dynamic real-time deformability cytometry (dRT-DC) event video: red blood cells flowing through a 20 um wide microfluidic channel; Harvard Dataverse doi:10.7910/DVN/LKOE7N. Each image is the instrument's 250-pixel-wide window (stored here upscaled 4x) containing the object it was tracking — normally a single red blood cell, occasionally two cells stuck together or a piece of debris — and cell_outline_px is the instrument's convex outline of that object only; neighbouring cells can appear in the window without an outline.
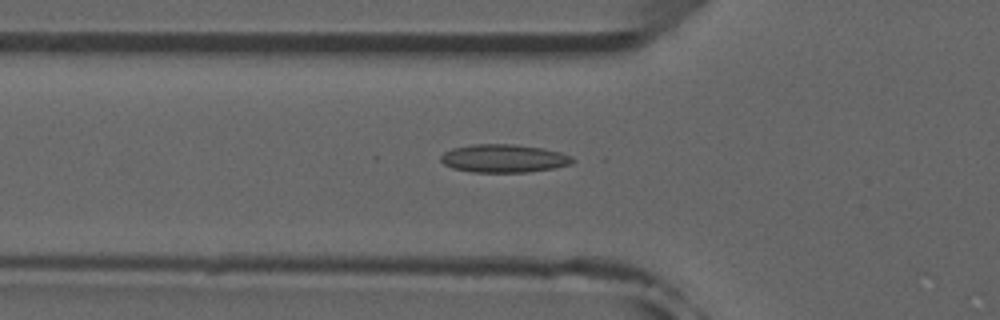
{"species": "common noctule bat (a hibernating species)", "species_latin": "Nyctalus noctula", "temperature_condition": "room temperature", "stored_images_in_passage": 46, "camera_frame_rate_fps": 3000, "um_per_image_px": 0.085, "animal": {"sex": "male", "forearm_length_mm": 52.5}, "frame": {"image": 1, "passage_image": 12, "time_ms": 3.667, "image_size_px": [1000, 320], "cell_outline_px": [[576, 160], [572, 164], [552, 168], [528, 172], [472, 172], [452, 168], [444, 164], [440, 160], [440, 156], [444, 152], [452, 148], [472, 144], [512, 144], [544, 148], [560, 152], [572, 156]], "centroid_in_image_um": [42.82, 13.46], "position_along_channel_um": 83.0, "area_um2": 21.73}}
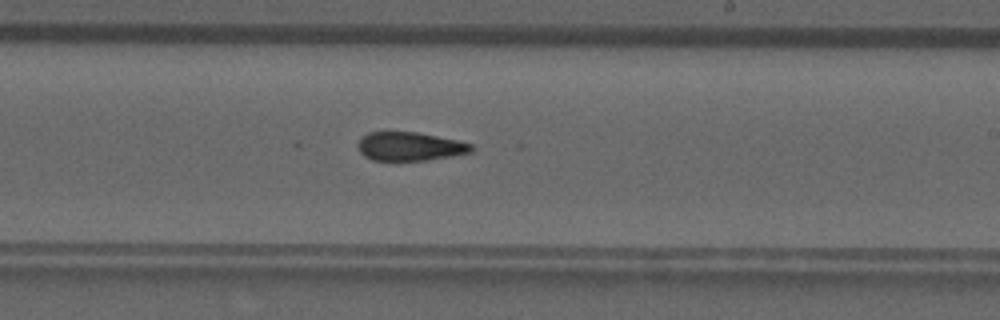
{"frame": {"image": 2, "passage_image": 25, "time_ms": 8.0, "image_size_px": [1000, 320], "cell_outline_px": [[472, 152], [428, 160], [372, 160], [364, 156], [360, 152], [356, 144], [368, 132], [416, 132], [460, 140], [472, 144]], "centroid_in_image_um": [34.84, 12.44], "position_along_channel_um": 254.2, "area_um2": 18.9}}
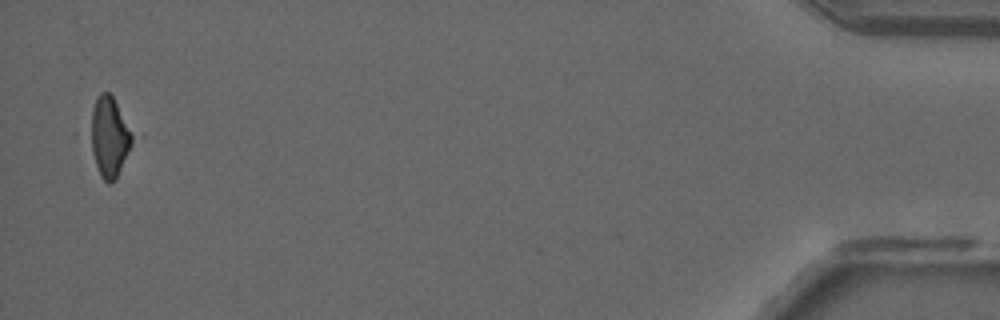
{"frame": {"image": 3, "passage_image": 45, "time_ms": 14.667, "image_size_px": [1000, 320], "cell_outline_px": [[132, 144], [116, 180], [108, 184], [100, 176], [84, 136], [84, 132], [96, 96], [100, 92], [108, 92], [112, 96], [132, 136]], "centroid_in_image_um": [9.15, 11.65], "position_along_channel_um": 426.1, "area_um2": 20.29}, "authors_computed_cell_mechanics": {"area_um2": 20.23, "velocity_mm_per_s": 3.9422, "shape_relaxation_time_tau1_ms": null, "shape_relaxation_time_tau2_ms": 2.9486, "deformation_change_tau1": null, "deformation_change_tau2": 0.1043}}